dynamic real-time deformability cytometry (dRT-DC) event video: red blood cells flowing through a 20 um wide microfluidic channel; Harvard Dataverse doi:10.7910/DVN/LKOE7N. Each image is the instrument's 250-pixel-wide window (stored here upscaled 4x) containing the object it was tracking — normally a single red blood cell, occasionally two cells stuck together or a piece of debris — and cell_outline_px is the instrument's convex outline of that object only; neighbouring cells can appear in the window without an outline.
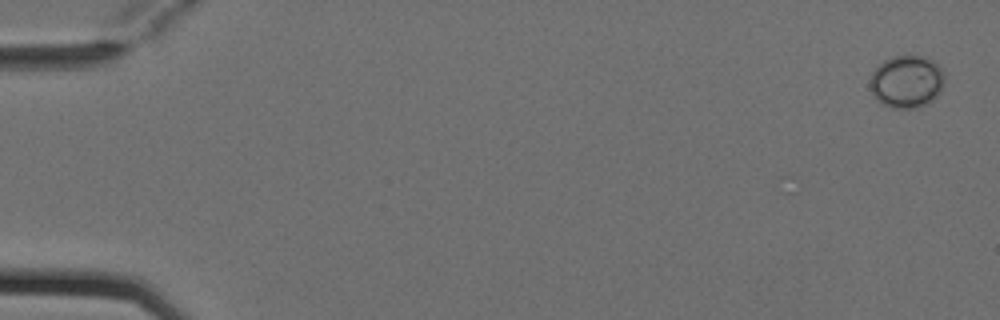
{"species": "Egyptian fruit bat (a non-hibernating species)", "species_latin": "Rousettus aegyptiacus", "temperature_condition": "cold", "stored_images_in_passage": 5, "camera_frame_rate_fps": 3000, "um_per_image_px": 0.085, "animal": {"sex": "female"}, "frame": {"image": 1, "passage_image": 1, "time_ms": 0.0, "image_size_px": [1000, 320], "cell_outline_px": [[944, 84], [940, 92], [932, 100], [916, 108], [892, 108], [884, 104], [872, 92], [868, 84], [872, 72], [884, 60], [892, 56], [924, 56], [940, 64], [944, 72]], "centroid_in_image_um": [77.09, 6.91], "position_along_channel_um": 7.9, "area_um2": 22.83}}